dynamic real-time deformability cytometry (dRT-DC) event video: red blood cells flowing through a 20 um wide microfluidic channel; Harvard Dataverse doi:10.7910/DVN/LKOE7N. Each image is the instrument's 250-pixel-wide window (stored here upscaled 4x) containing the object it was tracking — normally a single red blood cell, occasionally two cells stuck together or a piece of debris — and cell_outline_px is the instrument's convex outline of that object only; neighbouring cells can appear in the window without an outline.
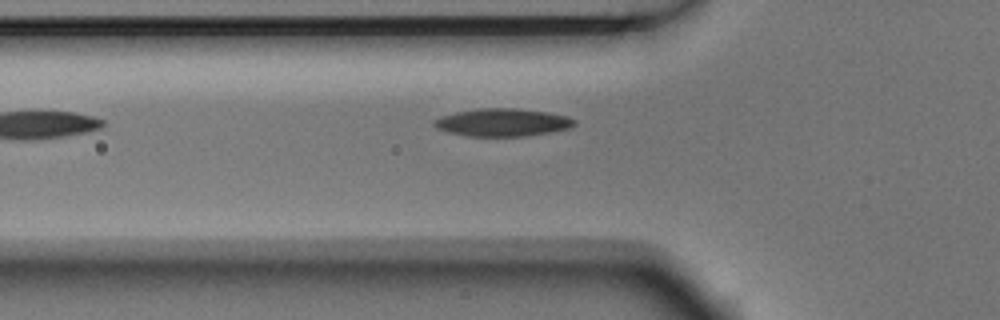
{"species": "Egyptian fruit bat (a non-hibernating species)", "species_latin": "Rousettus aegyptiacus", "temperature_condition": "room temperature", "stored_images_in_passage": 6, "camera_frame_rate_fps": 3000, "um_per_image_px": 0.085, "animal": {"sex": "male"}, "frame": {"image": 1, "passage_image": 6, "time_ms": 1.667, "image_size_px": [1000, 320], "cell_outline_px": [[576, 124], [568, 128], [528, 136], [468, 136], [448, 132], [436, 128], [432, 124], [432, 120], [440, 116], [456, 112], [480, 108], [512, 108], [544, 112], [568, 116], [576, 120]], "centroid_in_image_um": [42.66, 10.4], "position_along_channel_um": 83.1, "area_um2": 22.6}}